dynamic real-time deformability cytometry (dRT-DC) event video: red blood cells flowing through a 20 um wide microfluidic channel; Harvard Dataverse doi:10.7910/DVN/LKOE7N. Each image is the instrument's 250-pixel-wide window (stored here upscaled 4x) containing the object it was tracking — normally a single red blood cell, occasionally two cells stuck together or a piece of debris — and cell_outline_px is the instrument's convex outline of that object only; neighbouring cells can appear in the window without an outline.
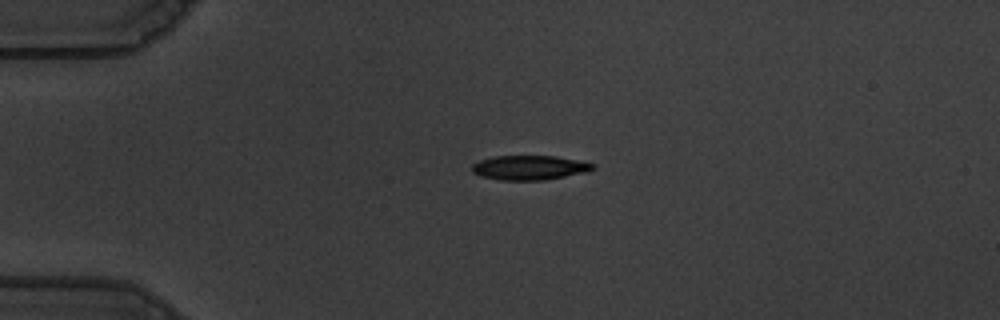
{"species": "common noctule bat (a hibernating species)", "species_latin": "Nyctalus noctula", "temperature_condition": "warm", "stored_images_in_passage": 36, "camera_frame_rate_fps": 3000, "um_per_image_px": 0.085, "animal": {"sex": "male", "body_mass_g": 19.5, "forearm_length_mm": 54.6}, "frame": {"image": 1, "passage_image": 1, "time_ms": 0.0, "image_size_px": [1000, 320], "cell_outline_px": [[596, 168], [588, 172], [544, 180], [500, 180], [480, 176], [472, 172], [472, 164], [480, 160], [492, 156], [556, 156], [580, 160], [596, 164]], "centroid_in_image_um": [45.04, 14.24], "position_along_channel_um": 40.0, "area_um2": 17.46}}
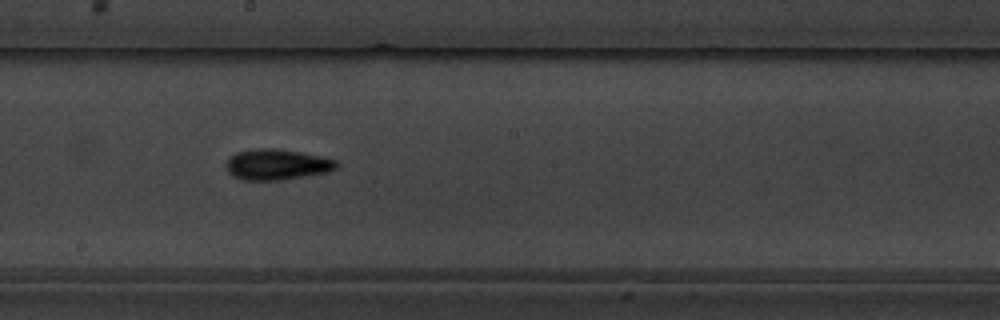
{"frame": {"image": 2, "passage_image": 19, "time_ms": 6.0, "image_size_px": [1000, 320], "cell_outline_px": [[340, 164], [336, 168], [328, 172], [308, 176], [276, 180], [244, 180], [232, 176], [228, 172], [224, 164], [228, 156], [236, 152], [260, 148], [272, 148], [300, 152], [320, 156], [336, 160]], "centroid_in_image_um": [23.5, 13.98], "position_along_channel_um": 224.7, "area_um2": 19.94}}
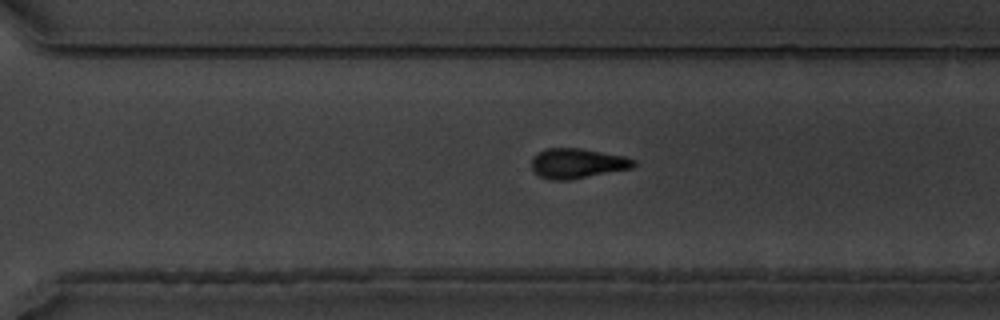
{"frame": {"image": 3, "passage_image": 27, "time_ms": 8.667, "image_size_px": [1000, 320], "cell_outline_px": [[636, 164], [632, 168], [572, 180], [548, 180], [540, 176], [532, 168], [532, 156], [544, 148], [580, 148], [624, 156], [636, 160]], "centroid_in_image_um": [49.06, 13.89], "position_along_channel_um": 321.5, "area_um2": 17.98}, "authors_computed_cell_mechanics": {"area_um2": 18.3226, "velocity_mm_per_s": 3.6449, "shape_relaxation_time_tau1_ms": 3.1484, "shape_relaxation_time_tau2_ms": 7.4445, "deformation_change_tau1": 0.1599, "deformation_change_tau2": 0.1736}}